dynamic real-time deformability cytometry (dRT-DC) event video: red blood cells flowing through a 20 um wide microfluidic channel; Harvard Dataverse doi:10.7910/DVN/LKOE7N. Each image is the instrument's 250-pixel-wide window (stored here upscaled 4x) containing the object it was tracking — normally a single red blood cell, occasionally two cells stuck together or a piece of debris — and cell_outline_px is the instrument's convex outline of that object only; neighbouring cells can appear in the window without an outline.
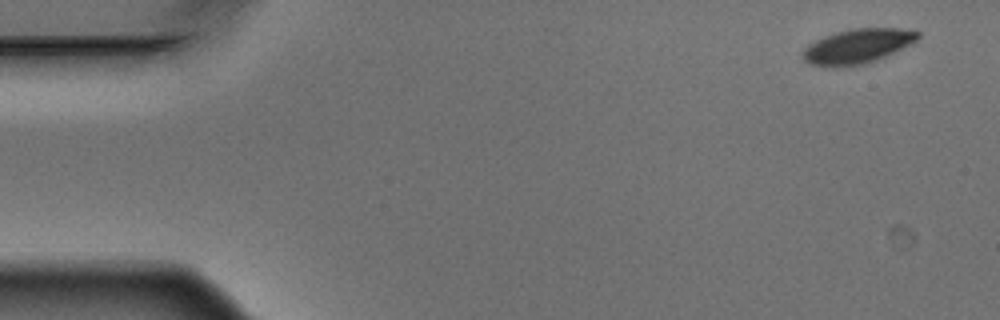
{"species": "Egyptian fruit bat (a non-hibernating species)", "species_latin": "Rousettus aegyptiacus", "temperature_condition": "warm", "stored_images_in_passage": 6, "camera_frame_rate_fps": 3000, "um_per_image_px": 0.085, "animal": {"sex": "male"}, "frame": {"image": 1, "passage_image": 1, "time_ms": 0.0, "image_size_px": [1000, 320], "cell_outline_px": [[920, 36], [916, 40], [876, 60], [860, 64], [808, 64], [804, 60], [804, 48], [808, 44], [824, 36], [836, 32], [852, 28], [900, 28], [920, 32]], "centroid_in_image_um": [72.9, 3.87], "position_along_channel_um": 12.1, "area_um2": 22.14}}
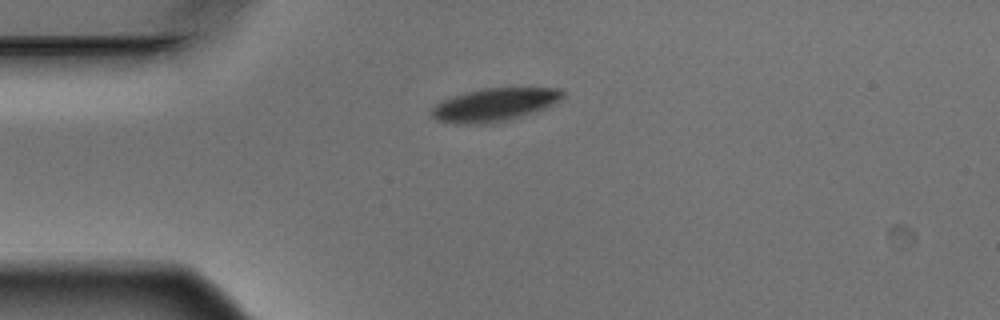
{"frame": {"image": 2, "passage_image": 4, "time_ms": 1.0, "image_size_px": [1000, 320], "cell_outline_px": [[564, 96], [560, 100], [544, 108], [520, 116], [504, 120], [484, 124], [452, 124], [436, 120], [432, 116], [432, 108], [440, 100], [468, 92], [484, 88], [560, 88], [564, 92]], "centroid_in_image_um": [41.99, 8.9], "position_along_channel_um": 43.0, "area_um2": 24.97}}
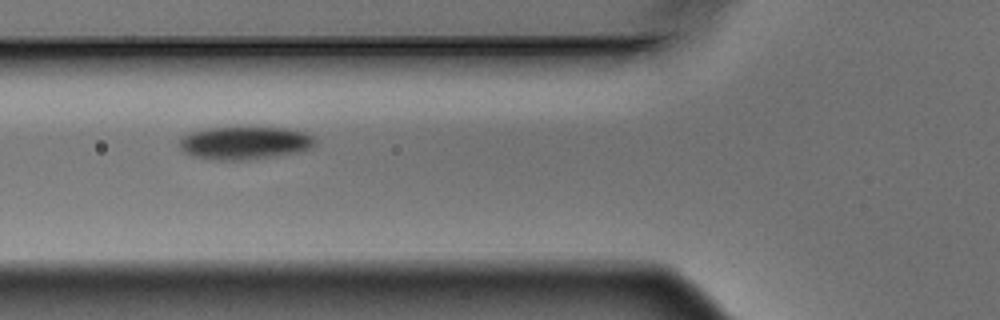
{"frame": {"image": 3, "passage_image": 6, "time_ms": 1.667, "image_size_px": [1000, 320], "cell_outline_px": [[316, 144], [312, 148], [300, 152], [280, 156], [248, 160], [212, 160], [192, 156], [184, 152], [180, 148], [180, 140], [188, 132], [208, 128], [288, 128], [304, 132], [312, 136], [316, 140]], "centroid_in_image_um": [20.83, 12.17], "position_along_channel_um": 105.0, "area_um2": 26.3}}